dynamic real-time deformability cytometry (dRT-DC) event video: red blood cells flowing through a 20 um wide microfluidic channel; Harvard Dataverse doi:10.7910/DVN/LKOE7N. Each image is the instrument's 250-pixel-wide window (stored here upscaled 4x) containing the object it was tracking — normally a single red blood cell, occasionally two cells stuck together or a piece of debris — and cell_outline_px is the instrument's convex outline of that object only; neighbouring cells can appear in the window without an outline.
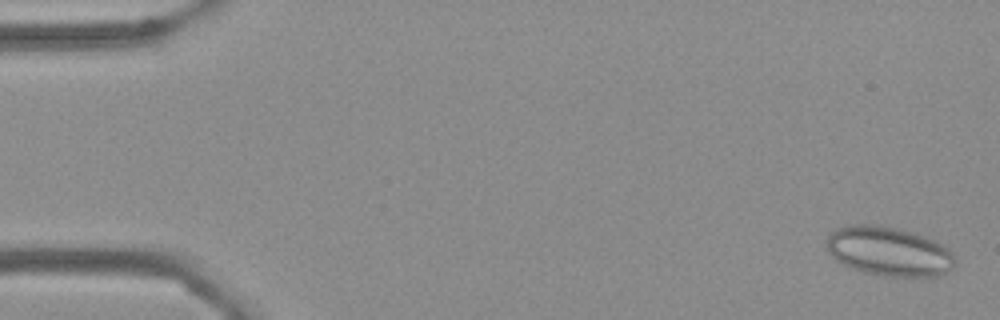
{"species": "Egyptian fruit bat (a non-hibernating species)", "species_latin": "Rousettus aegyptiacus", "temperature_condition": "cold", "stored_images_in_passage": 56, "camera_frame_rate_fps": 3000, "um_per_image_px": 0.085, "frame": {"image": 1, "passage_image": 2, "time_ms": 0.333, "image_size_px": [1000, 320], "cell_outline_px": [[956, 264], [948, 272], [940, 276], [880, 276], [864, 272], [852, 268], [836, 260], [828, 252], [828, 236], [836, 228], [848, 224], [880, 224], [900, 228], [924, 236], [948, 248], [956, 256]], "centroid_in_image_um": [75.58, 21.36], "position_along_channel_um": 9.4, "area_um2": 37.17}}
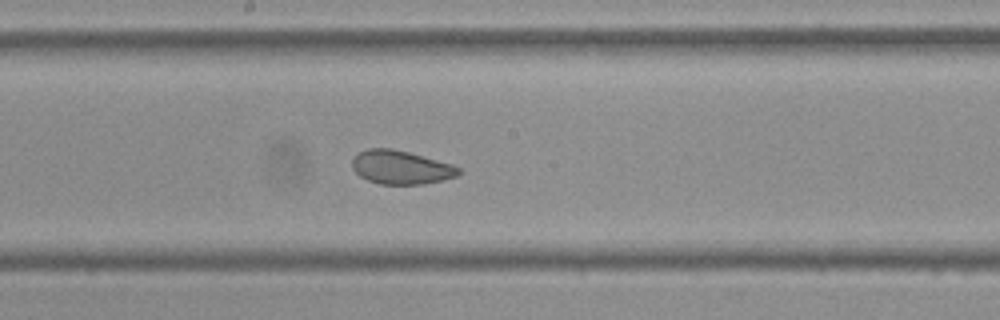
{"frame": {"image": 2, "passage_image": 30, "time_ms": 9.667, "image_size_px": [1000, 320], "cell_outline_px": [[460, 172], [456, 176], [444, 180], [424, 184], [380, 184], [368, 180], [360, 176], [352, 168], [352, 160], [360, 152], [368, 148], [392, 148], [408, 152], [452, 164], [460, 168]], "centroid_in_image_um": [34.08, 14.23], "position_along_channel_um": 214.1, "area_um2": 20.75}}
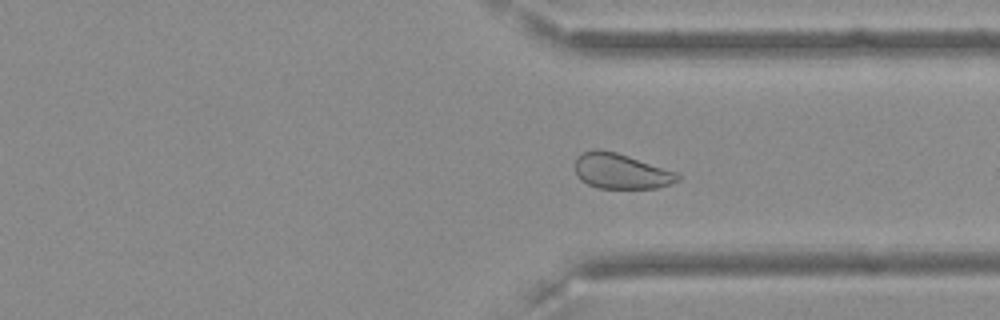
{"frame": {"image": 3, "passage_image": 42, "time_ms": 13.667, "image_size_px": [1000, 320], "cell_outline_px": [[680, 180], [656, 188], [596, 188], [580, 180], [576, 176], [576, 156], [584, 152], [596, 148], [600, 148], [616, 152], [676, 172], [680, 176]], "centroid_in_image_um": [52.74, 14.55], "position_along_channel_um": 358.7, "area_um2": 21.04}, "authors_computed_cell_mechanics": {"area_um2": 23.9581, "velocity_mm_per_s": 3.6051, "shape_relaxation_time_tau1_ms": null, "shape_relaxation_time_tau2_ms": 1.3755, "deformation_change_tau1": null, "deformation_change_tau2": 0.0621}}